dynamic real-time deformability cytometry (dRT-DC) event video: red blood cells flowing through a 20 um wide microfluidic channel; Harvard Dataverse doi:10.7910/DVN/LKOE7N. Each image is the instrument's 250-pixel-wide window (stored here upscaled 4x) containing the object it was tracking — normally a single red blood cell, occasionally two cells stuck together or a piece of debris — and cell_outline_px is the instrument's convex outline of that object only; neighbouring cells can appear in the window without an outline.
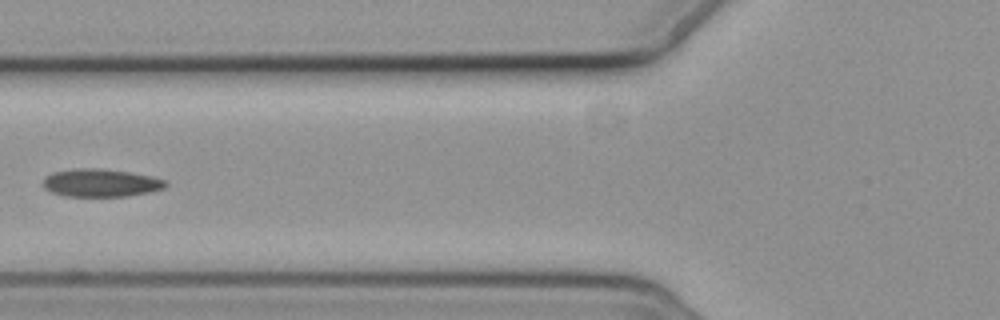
{"species": "common noctule bat (a hibernating species)", "species_latin": "Nyctalus noctula", "temperature_condition": "cold", "stored_images_in_passage": 6, "camera_frame_rate_fps": 3000, "um_per_image_px": 0.085, "animal": {"sex": "female", "body_mass_g": 19.3, "forearm_length_mm": 54.1}, "frame": {"image": 1, "passage_image": 6, "time_ms": 7.0, "image_size_px": [1000, 320], "cell_outline_px": [[168, 184], [164, 188], [148, 192], [128, 196], [64, 196], [52, 192], [44, 188], [44, 176], [52, 172], [76, 168], [96, 168], [128, 172], [152, 176], [168, 180]], "centroid_in_image_um": [8.57, 15.54], "position_along_channel_um": 117.2, "area_um2": 19.94}}